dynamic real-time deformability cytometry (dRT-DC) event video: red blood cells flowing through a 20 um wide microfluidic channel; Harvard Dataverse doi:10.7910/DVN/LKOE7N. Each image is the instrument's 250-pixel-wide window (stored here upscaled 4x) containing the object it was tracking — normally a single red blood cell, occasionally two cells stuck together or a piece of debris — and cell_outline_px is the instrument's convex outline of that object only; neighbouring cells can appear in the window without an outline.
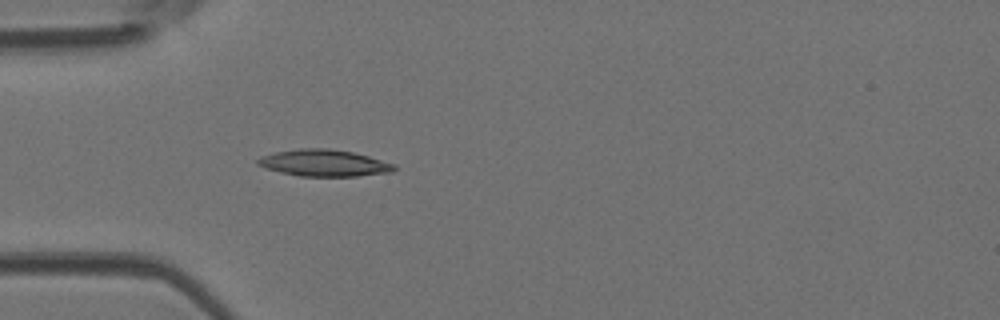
{"species": "Egyptian fruit bat (a non-hibernating species)", "species_latin": "Rousettus aegyptiacus", "temperature_condition": "room temperature", "stored_images_in_passage": 5, "camera_frame_rate_fps": 3000, "um_per_image_px": 0.085, "animal": {"sex": "female"}, "frame": {"image": 1, "passage_image": 5, "time_ms": 1.333, "image_size_px": [1000, 320], "cell_outline_px": [[396, 168], [392, 172], [356, 176], [300, 176], [280, 172], [264, 168], [256, 164], [256, 160], [260, 156], [276, 152], [300, 148], [328, 148], [352, 152], [368, 156], [396, 164]], "centroid_in_image_um": [27.52, 13.85], "position_along_channel_um": 57.5, "area_um2": 21.27}}